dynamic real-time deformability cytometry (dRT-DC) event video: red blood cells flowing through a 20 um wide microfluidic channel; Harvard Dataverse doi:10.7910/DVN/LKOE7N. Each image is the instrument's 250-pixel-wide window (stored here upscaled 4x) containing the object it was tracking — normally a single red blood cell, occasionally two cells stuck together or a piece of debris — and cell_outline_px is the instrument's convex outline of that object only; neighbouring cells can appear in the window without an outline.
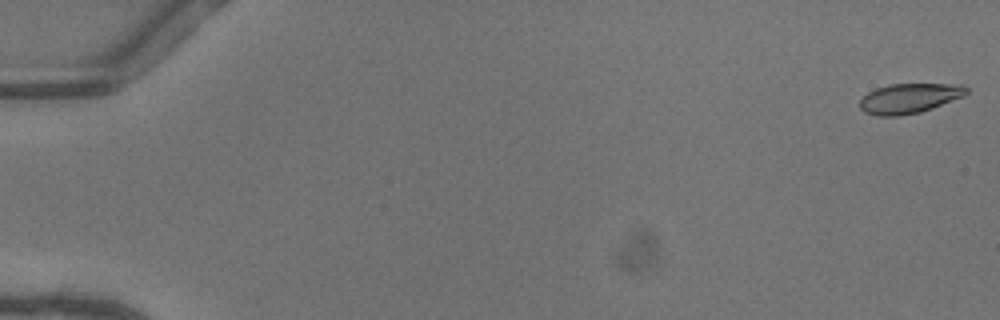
{"species": "common noctule bat (a hibernating species)", "species_latin": "Nyctalus noctula", "temperature_condition": "warm", "stored_images_in_passage": 52, "camera_frame_rate_fps": 3000, "um_per_image_px": 0.085, "animal": {"sex": "female"}, "frame": {"image": 1, "passage_image": 1, "time_ms": 0.0, "image_size_px": [1000, 320], "cell_outline_px": [[968, 92], [964, 96], [932, 108], [920, 112], [896, 116], [876, 116], [864, 112], [860, 108], [860, 100], [868, 92], [876, 88], [888, 84], [964, 84], [968, 88]], "centroid_in_image_um": [77.29, 8.35], "position_along_channel_um": 7.7, "area_um2": 18.61}}
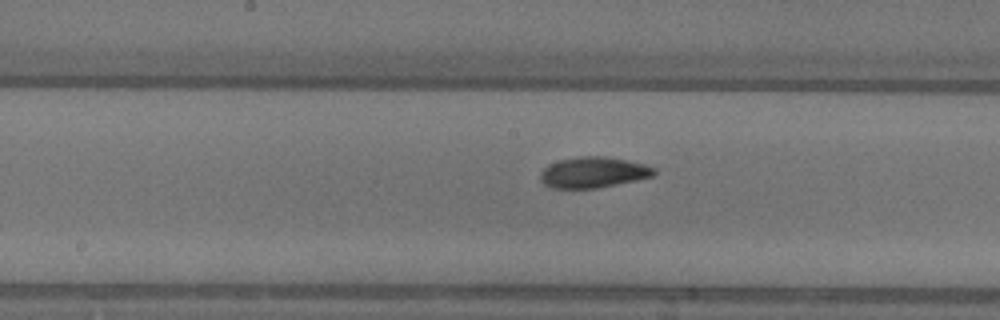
{"frame": {"image": 2, "passage_image": 28, "time_ms": 9.0, "image_size_px": [1000, 320], "cell_outline_px": [[656, 172], [652, 176], [636, 180], [596, 188], [552, 188], [544, 184], [540, 180], [540, 172], [548, 164], [560, 160], [580, 156], [604, 156], [644, 164], [656, 168]], "centroid_in_image_um": [50.4, 14.65], "position_along_channel_um": 197.8, "area_um2": 20.29}}
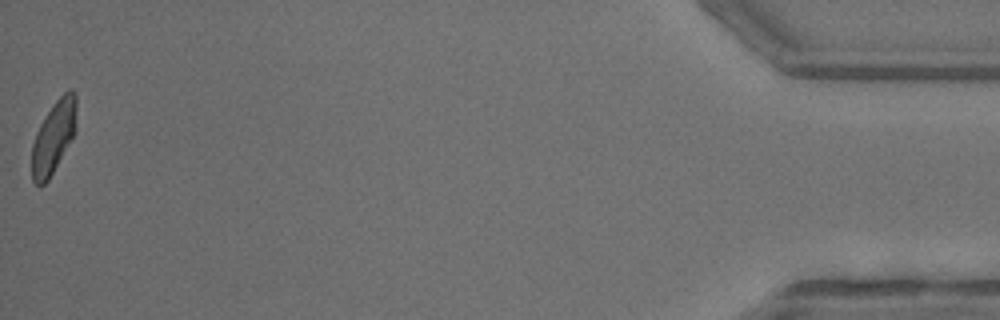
{"frame": {"image": 3, "passage_image": 52, "time_ms": 17.0, "image_size_px": [1000, 320], "cell_outline_px": [[76, 132], [48, 180], [40, 188], [32, 180], [32, 144], [36, 132], [40, 124], [52, 104], [68, 88], [72, 88], [76, 92]], "centroid_in_image_um": [4.57, 11.61], "position_along_channel_um": 430.6, "area_um2": 19.02}, "authors_computed_cell_mechanics": {"area_um2": 19.7098, "velocity_mm_per_s": 4.0872, "shape_relaxation_time_tau1_ms": 6.3849, "shape_relaxation_time_tau2_ms": 1.905, "deformation_change_tau1": 0.1677, "deformation_change_tau2": 0.067}}